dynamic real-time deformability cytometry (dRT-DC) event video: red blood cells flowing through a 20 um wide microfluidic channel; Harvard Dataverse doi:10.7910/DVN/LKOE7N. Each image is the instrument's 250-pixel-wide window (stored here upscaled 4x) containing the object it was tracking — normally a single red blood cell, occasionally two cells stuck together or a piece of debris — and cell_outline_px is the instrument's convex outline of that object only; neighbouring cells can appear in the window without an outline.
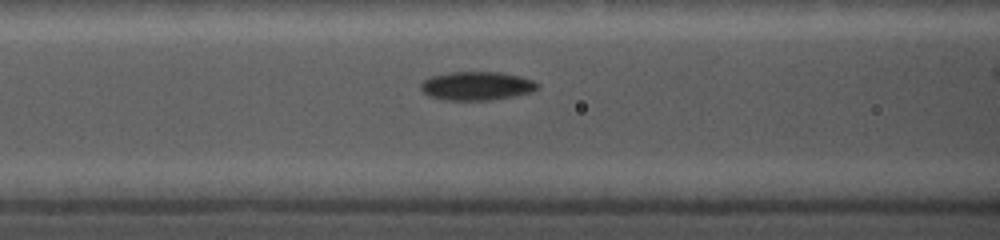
{"species": "common noctule bat (a hibernating species)", "species_latin": "Nyctalus noctula", "temperature_condition": "cold", "stored_images_in_passage": 14, "camera_frame_rate_fps": 5000, "um_per_image_px": 0.085, "animal": {"sex": "female", "body_mass_g": 19.0, "forearm_length_mm": 56.7}, "frame": {"image": 1, "passage_image": 5, "time_ms": 2.4, "image_size_px": [1000, 240], "cell_outline_px": [[540, 88], [532, 92], [512, 96], [488, 100], [444, 100], [428, 96], [420, 88], [420, 84], [428, 76], [448, 72], [500, 72], [520, 76], [532, 80], [540, 84]], "centroid_in_image_um": [40.5, 7.29], "position_along_channel_um": 126.1, "area_um2": 19.65}}
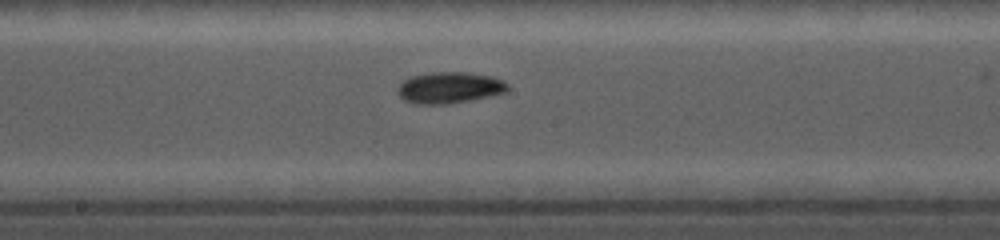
{"frame": {"image": 2, "passage_image": 8, "time_ms": 4.6, "image_size_px": [1000, 240], "cell_outline_px": [[508, 88], [504, 92], [472, 100], [448, 104], [416, 104], [404, 100], [396, 92], [396, 88], [404, 80], [412, 76], [432, 72], [464, 72], [492, 76], [504, 80], [508, 84]], "centroid_in_image_um": [38.18, 7.45], "position_along_channel_um": 210.0, "area_um2": 20.11}}
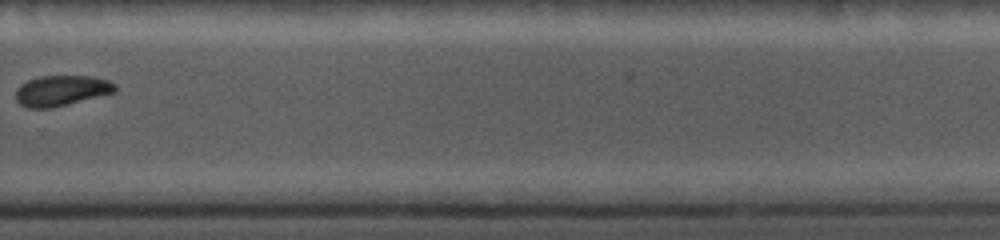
{"frame": {"image": 3, "passage_image": 12, "time_ms": 7.6, "image_size_px": [1000, 240], "cell_outline_px": [[116, 92], [52, 108], [28, 108], [20, 104], [16, 100], [16, 88], [20, 84], [28, 80], [40, 76], [92, 76], [108, 80], [116, 84]], "centroid_in_image_um": [5.21, 7.7], "position_along_channel_um": 324.6, "area_um2": 17.74}}